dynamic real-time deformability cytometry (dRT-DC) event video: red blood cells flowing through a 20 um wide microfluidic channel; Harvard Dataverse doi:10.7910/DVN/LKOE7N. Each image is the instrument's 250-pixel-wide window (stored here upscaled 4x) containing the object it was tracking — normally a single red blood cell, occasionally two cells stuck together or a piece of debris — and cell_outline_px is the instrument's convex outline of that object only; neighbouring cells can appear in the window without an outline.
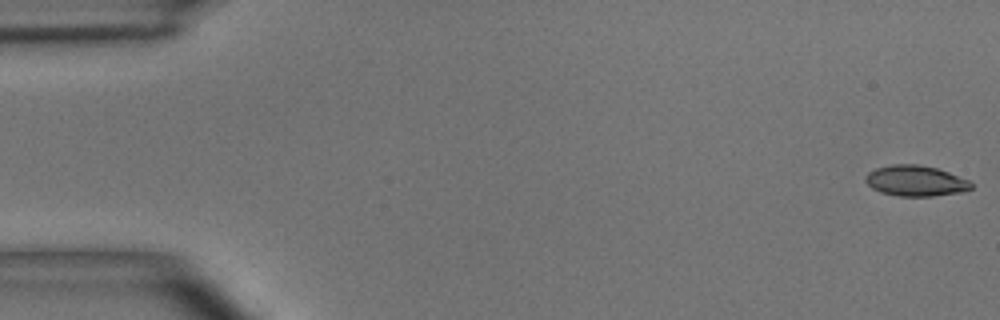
{"species": "common noctule bat (a hibernating species)", "species_latin": "Nyctalus noctula", "temperature_condition": "room temperature", "stored_images_in_passage": 5, "camera_frame_rate_fps": 3000, "um_per_image_px": 0.085, "animal": {"sex": "male", "body_mass_g": 15.6}, "frame": {"image": 1, "passage_image": 1, "time_ms": 0.0, "image_size_px": [1000, 320], "cell_outline_px": [[972, 188], [964, 192], [932, 196], [900, 196], [880, 192], [872, 188], [864, 180], [864, 176], [868, 172], [876, 168], [892, 164], [916, 164], [936, 168], [948, 172], [968, 180], [972, 184]], "centroid_in_image_um": [77.81, 15.37], "position_along_channel_um": 7.2, "area_um2": 18.9}}
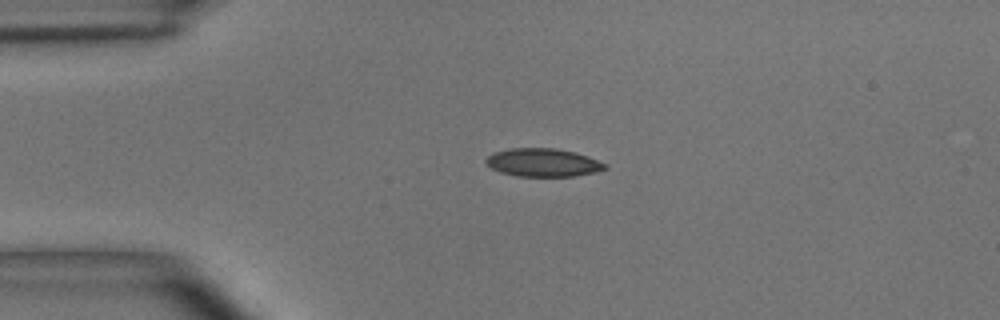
{"frame": {"image": 2, "passage_image": 4, "time_ms": 3.667, "image_size_px": [1000, 320], "cell_outline_px": [[608, 168], [596, 172], [572, 176], [516, 176], [500, 172], [492, 168], [484, 160], [492, 152], [512, 148], [556, 148], [576, 152], [588, 156], [608, 164]], "centroid_in_image_um": [46.18, 13.81], "position_along_channel_um": 38.8, "area_um2": 19.65}}